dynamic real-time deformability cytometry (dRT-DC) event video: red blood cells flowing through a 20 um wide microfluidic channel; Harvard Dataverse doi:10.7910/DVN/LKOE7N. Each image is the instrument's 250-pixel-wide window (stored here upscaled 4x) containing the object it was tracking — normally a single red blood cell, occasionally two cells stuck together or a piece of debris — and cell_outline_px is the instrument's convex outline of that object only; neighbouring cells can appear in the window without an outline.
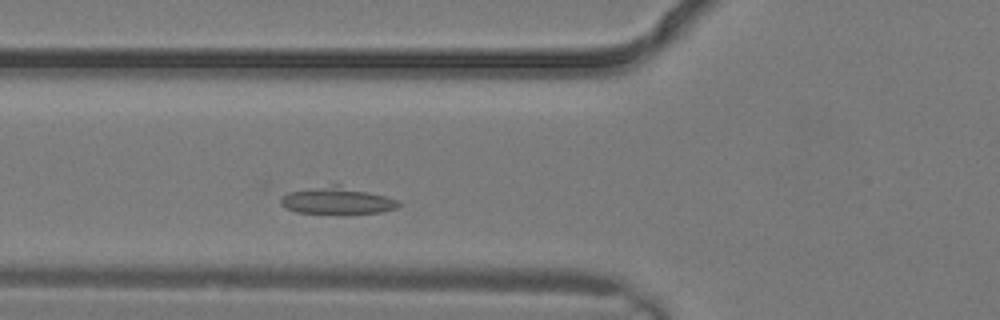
{"species": "common noctule bat (a hibernating species)", "species_latin": "Nyctalus noctula", "temperature_condition": "warm", "stored_images_in_passage": 2, "camera_frame_rate_fps": 3000, "um_per_image_px": 0.085, "animal": {"sex": "male", "body_mass_g": 19.2, "forearm_length_mm": 51.8}, "frame": {"image": 1, "passage_image": 2, "time_ms": 0.333, "image_size_px": [1000, 320], "cell_outline_px": [[400, 204], [396, 208], [380, 212], [296, 212], [280, 204], [280, 200], [288, 192], [332, 184], [336, 184], [400, 200]], "centroid_in_image_um": [28.65, 17.03], "position_along_channel_um": 97.2, "area_um2": 17.74}}